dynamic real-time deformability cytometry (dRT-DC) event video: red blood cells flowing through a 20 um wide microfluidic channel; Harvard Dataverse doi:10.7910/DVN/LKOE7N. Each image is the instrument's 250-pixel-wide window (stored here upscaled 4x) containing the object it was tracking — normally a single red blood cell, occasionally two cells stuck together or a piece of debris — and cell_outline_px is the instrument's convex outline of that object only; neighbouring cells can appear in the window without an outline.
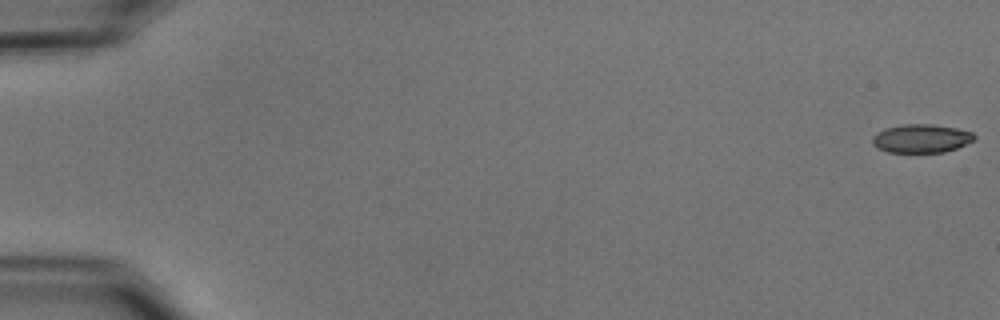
{"species": "common noctule bat (a hibernating species)", "species_latin": "Nyctalus noctula", "temperature_condition": "cold", "stored_images_in_passage": 6, "camera_frame_rate_fps": 3000, "um_per_image_px": 0.085, "animal": {"sex": "male", "body_mass_g": 15.6}, "frame": {"image": 1, "passage_image": 1, "time_ms": 0.0, "image_size_px": [1000, 320], "cell_outline_px": [[976, 140], [956, 148], [944, 152], [888, 152], [872, 144], [872, 136], [876, 132], [884, 128], [904, 124], [932, 124], [956, 128], [972, 132], [976, 136]], "centroid_in_image_um": [78.31, 11.76], "position_along_channel_um": 6.7, "area_um2": 16.99}}